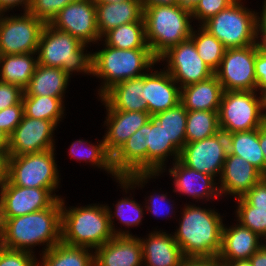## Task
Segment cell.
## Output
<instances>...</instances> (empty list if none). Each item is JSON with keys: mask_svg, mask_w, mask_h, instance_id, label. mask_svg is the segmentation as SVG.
<instances>
[{"mask_svg": "<svg viewBox=\"0 0 266 266\" xmlns=\"http://www.w3.org/2000/svg\"><path fill=\"white\" fill-rule=\"evenodd\" d=\"M160 60L168 62L166 71L177 84L180 82V88L204 81L214 75V72L199 57L197 48L191 38L169 48L159 57L158 62Z\"/></svg>", "mask_w": 266, "mask_h": 266, "instance_id": "cell-13", "label": "cell"}, {"mask_svg": "<svg viewBox=\"0 0 266 266\" xmlns=\"http://www.w3.org/2000/svg\"><path fill=\"white\" fill-rule=\"evenodd\" d=\"M262 237H264V240H265L266 239V233L264 235H262L261 238ZM261 248L264 249V250H266V244L262 243V241H261Z\"/></svg>", "mask_w": 266, "mask_h": 266, "instance_id": "cell-62", "label": "cell"}, {"mask_svg": "<svg viewBox=\"0 0 266 266\" xmlns=\"http://www.w3.org/2000/svg\"><path fill=\"white\" fill-rule=\"evenodd\" d=\"M69 78L63 69L37 64L23 96L64 97Z\"/></svg>", "mask_w": 266, "mask_h": 266, "instance_id": "cell-28", "label": "cell"}, {"mask_svg": "<svg viewBox=\"0 0 266 266\" xmlns=\"http://www.w3.org/2000/svg\"><path fill=\"white\" fill-rule=\"evenodd\" d=\"M242 198L249 205L266 210V177L256 183Z\"/></svg>", "mask_w": 266, "mask_h": 266, "instance_id": "cell-45", "label": "cell"}, {"mask_svg": "<svg viewBox=\"0 0 266 266\" xmlns=\"http://www.w3.org/2000/svg\"><path fill=\"white\" fill-rule=\"evenodd\" d=\"M200 0H176V5L183 6L185 9L192 11Z\"/></svg>", "mask_w": 266, "mask_h": 266, "instance_id": "cell-56", "label": "cell"}, {"mask_svg": "<svg viewBox=\"0 0 266 266\" xmlns=\"http://www.w3.org/2000/svg\"><path fill=\"white\" fill-rule=\"evenodd\" d=\"M24 115L22 101L11 107H7L0 111V129H2L9 137L15 128L21 123Z\"/></svg>", "mask_w": 266, "mask_h": 266, "instance_id": "cell-43", "label": "cell"}, {"mask_svg": "<svg viewBox=\"0 0 266 266\" xmlns=\"http://www.w3.org/2000/svg\"><path fill=\"white\" fill-rule=\"evenodd\" d=\"M75 1L77 0H31L27 11L45 24H50L60 10Z\"/></svg>", "mask_w": 266, "mask_h": 266, "instance_id": "cell-39", "label": "cell"}, {"mask_svg": "<svg viewBox=\"0 0 266 266\" xmlns=\"http://www.w3.org/2000/svg\"><path fill=\"white\" fill-rule=\"evenodd\" d=\"M54 149L20 156H8L7 179L16 186L49 189L59 185Z\"/></svg>", "mask_w": 266, "mask_h": 266, "instance_id": "cell-9", "label": "cell"}, {"mask_svg": "<svg viewBox=\"0 0 266 266\" xmlns=\"http://www.w3.org/2000/svg\"><path fill=\"white\" fill-rule=\"evenodd\" d=\"M146 42L159 59L169 48L190 38L193 27L191 11L180 5L143 7Z\"/></svg>", "mask_w": 266, "mask_h": 266, "instance_id": "cell-5", "label": "cell"}, {"mask_svg": "<svg viewBox=\"0 0 266 266\" xmlns=\"http://www.w3.org/2000/svg\"><path fill=\"white\" fill-rule=\"evenodd\" d=\"M105 123L108 131L103 137L106 151L113 157L131 135L151 118L148 112L107 110Z\"/></svg>", "mask_w": 266, "mask_h": 266, "instance_id": "cell-21", "label": "cell"}, {"mask_svg": "<svg viewBox=\"0 0 266 266\" xmlns=\"http://www.w3.org/2000/svg\"><path fill=\"white\" fill-rule=\"evenodd\" d=\"M8 154L0 151V186L7 179Z\"/></svg>", "mask_w": 266, "mask_h": 266, "instance_id": "cell-52", "label": "cell"}, {"mask_svg": "<svg viewBox=\"0 0 266 266\" xmlns=\"http://www.w3.org/2000/svg\"><path fill=\"white\" fill-rule=\"evenodd\" d=\"M235 0L231 5L204 22L202 26L215 36L226 49L256 44V16Z\"/></svg>", "mask_w": 266, "mask_h": 266, "instance_id": "cell-8", "label": "cell"}, {"mask_svg": "<svg viewBox=\"0 0 266 266\" xmlns=\"http://www.w3.org/2000/svg\"><path fill=\"white\" fill-rule=\"evenodd\" d=\"M144 75L120 82L102 96L107 110L148 112V105L143 99Z\"/></svg>", "mask_w": 266, "mask_h": 266, "instance_id": "cell-26", "label": "cell"}, {"mask_svg": "<svg viewBox=\"0 0 266 266\" xmlns=\"http://www.w3.org/2000/svg\"><path fill=\"white\" fill-rule=\"evenodd\" d=\"M4 217H3V211H2V206L0 203V247H2L3 244V239H4Z\"/></svg>", "mask_w": 266, "mask_h": 266, "instance_id": "cell-60", "label": "cell"}, {"mask_svg": "<svg viewBox=\"0 0 266 266\" xmlns=\"http://www.w3.org/2000/svg\"><path fill=\"white\" fill-rule=\"evenodd\" d=\"M235 0H200L191 11L192 17L198 19L203 24L211 17L231 5Z\"/></svg>", "mask_w": 266, "mask_h": 266, "instance_id": "cell-41", "label": "cell"}, {"mask_svg": "<svg viewBox=\"0 0 266 266\" xmlns=\"http://www.w3.org/2000/svg\"><path fill=\"white\" fill-rule=\"evenodd\" d=\"M174 178L175 192L187 194L195 199H215L220 195L219 188L215 186L211 175L198 172L186 165L179 159L173 162V167L168 171Z\"/></svg>", "mask_w": 266, "mask_h": 266, "instance_id": "cell-22", "label": "cell"}, {"mask_svg": "<svg viewBox=\"0 0 266 266\" xmlns=\"http://www.w3.org/2000/svg\"><path fill=\"white\" fill-rule=\"evenodd\" d=\"M255 57L256 44L225 50L214 73L224 91H257Z\"/></svg>", "mask_w": 266, "mask_h": 266, "instance_id": "cell-12", "label": "cell"}, {"mask_svg": "<svg viewBox=\"0 0 266 266\" xmlns=\"http://www.w3.org/2000/svg\"><path fill=\"white\" fill-rule=\"evenodd\" d=\"M249 260L252 266H266V250L258 249Z\"/></svg>", "mask_w": 266, "mask_h": 266, "instance_id": "cell-51", "label": "cell"}, {"mask_svg": "<svg viewBox=\"0 0 266 266\" xmlns=\"http://www.w3.org/2000/svg\"><path fill=\"white\" fill-rule=\"evenodd\" d=\"M262 10L261 17L256 16V38H259L258 35H266V0Z\"/></svg>", "mask_w": 266, "mask_h": 266, "instance_id": "cell-50", "label": "cell"}, {"mask_svg": "<svg viewBox=\"0 0 266 266\" xmlns=\"http://www.w3.org/2000/svg\"><path fill=\"white\" fill-rule=\"evenodd\" d=\"M94 266H143L142 244L132 235H117L95 250Z\"/></svg>", "mask_w": 266, "mask_h": 266, "instance_id": "cell-20", "label": "cell"}, {"mask_svg": "<svg viewBox=\"0 0 266 266\" xmlns=\"http://www.w3.org/2000/svg\"><path fill=\"white\" fill-rule=\"evenodd\" d=\"M218 111H187L186 143H192L219 133Z\"/></svg>", "mask_w": 266, "mask_h": 266, "instance_id": "cell-35", "label": "cell"}, {"mask_svg": "<svg viewBox=\"0 0 266 266\" xmlns=\"http://www.w3.org/2000/svg\"><path fill=\"white\" fill-rule=\"evenodd\" d=\"M180 266H223L218 256L185 257Z\"/></svg>", "mask_w": 266, "mask_h": 266, "instance_id": "cell-47", "label": "cell"}, {"mask_svg": "<svg viewBox=\"0 0 266 266\" xmlns=\"http://www.w3.org/2000/svg\"><path fill=\"white\" fill-rule=\"evenodd\" d=\"M23 4L25 7L24 11H27L31 4V0H0V13H4L6 10H9V8L13 9L15 6H23Z\"/></svg>", "mask_w": 266, "mask_h": 266, "instance_id": "cell-49", "label": "cell"}, {"mask_svg": "<svg viewBox=\"0 0 266 266\" xmlns=\"http://www.w3.org/2000/svg\"><path fill=\"white\" fill-rule=\"evenodd\" d=\"M226 135L228 153L245 159L265 177V160L259 143V128Z\"/></svg>", "mask_w": 266, "mask_h": 266, "instance_id": "cell-29", "label": "cell"}, {"mask_svg": "<svg viewBox=\"0 0 266 266\" xmlns=\"http://www.w3.org/2000/svg\"><path fill=\"white\" fill-rule=\"evenodd\" d=\"M222 228L221 249L218 254L222 262L235 260H249V258L261 248L259 235L249 228L238 225Z\"/></svg>", "mask_w": 266, "mask_h": 266, "instance_id": "cell-23", "label": "cell"}, {"mask_svg": "<svg viewBox=\"0 0 266 266\" xmlns=\"http://www.w3.org/2000/svg\"><path fill=\"white\" fill-rule=\"evenodd\" d=\"M238 201L237 220L260 237L266 233V210L249 205L242 197Z\"/></svg>", "mask_w": 266, "mask_h": 266, "instance_id": "cell-38", "label": "cell"}, {"mask_svg": "<svg viewBox=\"0 0 266 266\" xmlns=\"http://www.w3.org/2000/svg\"><path fill=\"white\" fill-rule=\"evenodd\" d=\"M95 3H114V2H122L125 0H93Z\"/></svg>", "mask_w": 266, "mask_h": 266, "instance_id": "cell-61", "label": "cell"}, {"mask_svg": "<svg viewBox=\"0 0 266 266\" xmlns=\"http://www.w3.org/2000/svg\"><path fill=\"white\" fill-rule=\"evenodd\" d=\"M56 125L49 120L22 117L21 123L9 137L8 156L47 151L54 148L53 131Z\"/></svg>", "mask_w": 266, "mask_h": 266, "instance_id": "cell-17", "label": "cell"}, {"mask_svg": "<svg viewBox=\"0 0 266 266\" xmlns=\"http://www.w3.org/2000/svg\"><path fill=\"white\" fill-rule=\"evenodd\" d=\"M260 95V106H261V112H265L266 110V87L262 88ZM264 110V111H263ZM263 121L266 123V112L261 113Z\"/></svg>", "mask_w": 266, "mask_h": 266, "instance_id": "cell-57", "label": "cell"}, {"mask_svg": "<svg viewBox=\"0 0 266 266\" xmlns=\"http://www.w3.org/2000/svg\"><path fill=\"white\" fill-rule=\"evenodd\" d=\"M61 212L62 198L49 208L6 219L2 247L34 253L31 247L46 243L43 252L49 250L61 242Z\"/></svg>", "mask_w": 266, "mask_h": 266, "instance_id": "cell-3", "label": "cell"}, {"mask_svg": "<svg viewBox=\"0 0 266 266\" xmlns=\"http://www.w3.org/2000/svg\"><path fill=\"white\" fill-rule=\"evenodd\" d=\"M255 75L257 90L266 87V55L260 53L256 46Z\"/></svg>", "mask_w": 266, "mask_h": 266, "instance_id": "cell-46", "label": "cell"}, {"mask_svg": "<svg viewBox=\"0 0 266 266\" xmlns=\"http://www.w3.org/2000/svg\"><path fill=\"white\" fill-rule=\"evenodd\" d=\"M104 45L117 49L149 48L146 42L144 22L123 24L107 32Z\"/></svg>", "mask_w": 266, "mask_h": 266, "instance_id": "cell-32", "label": "cell"}, {"mask_svg": "<svg viewBox=\"0 0 266 266\" xmlns=\"http://www.w3.org/2000/svg\"><path fill=\"white\" fill-rule=\"evenodd\" d=\"M0 203L4 221L51 207L60 196L49 189L26 188L13 185L6 179L0 186Z\"/></svg>", "mask_w": 266, "mask_h": 266, "instance_id": "cell-15", "label": "cell"}, {"mask_svg": "<svg viewBox=\"0 0 266 266\" xmlns=\"http://www.w3.org/2000/svg\"><path fill=\"white\" fill-rule=\"evenodd\" d=\"M150 200H147V201H150V204L147 206H145V208H146V210H149L150 212H152L155 216H158L159 214H162V213H164V212H162V213H160V208H163L162 207V204H160V201L161 202H165L166 200H167V196H166V194H161V195H158L157 194V196H156V194H155V196H151L150 195V198H149ZM168 201H166V203H167ZM165 203V204H166ZM167 206H171V204L170 205H168V203H167ZM165 208H166V206H164ZM165 208H163V210H165ZM170 208V207H169ZM170 211V210H169ZM169 211H167L166 213V215H168L169 214Z\"/></svg>", "mask_w": 266, "mask_h": 266, "instance_id": "cell-48", "label": "cell"}, {"mask_svg": "<svg viewBox=\"0 0 266 266\" xmlns=\"http://www.w3.org/2000/svg\"><path fill=\"white\" fill-rule=\"evenodd\" d=\"M83 142L84 140L79 139L72 143L69 152V155H71L70 157L82 161L84 160L86 162H88L89 160L92 165H96L101 169L103 168L105 171L112 174V176H114V178H116L117 180L119 177L113 170L112 157L106 151L104 140H101L97 145L88 144L89 147H87V149H82L81 151V148L79 147H83V144L87 145V141H85L84 143Z\"/></svg>", "mask_w": 266, "mask_h": 266, "instance_id": "cell-37", "label": "cell"}, {"mask_svg": "<svg viewBox=\"0 0 266 266\" xmlns=\"http://www.w3.org/2000/svg\"><path fill=\"white\" fill-rule=\"evenodd\" d=\"M71 208L67 210L62 199L61 242L65 244L96 250L114 236L131 235L114 229L113 214L107 205Z\"/></svg>", "mask_w": 266, "mask_h": 266, "instance_id": "cell-2", "label": "cell"}, {"mask_svg": "<svg viewBox=\"0 0 266 266\" xmlns=\"http://www.w3.org/2000/svg\"><path fill=\"white\" fill-rule=\"evenodd\" d=\"M143 7L154 5H176V0H141Z\"/></svg>", "mask_w": 266, "mask_h": 266, "instance_id": "cell-54", "label": "cell"}, {"mask_svg": "<svg viewBox=\"0 0 266 266\" xmlns=\"http://www.w3.org/2000/svg\"><path fill=\"white\" fill-rule=\"evenodd\" d=\"M96 23L100 37L123 24L144 22L141 0H125L114 3H95Z\"/></svg>", "mask_w": 266, "mask_h": 266, "instance_id": "cell-25", "label": "cell"}, {"mask_svg": "<svg viewBox=\"0 0 266 266\" xmlns=\"http://www.w3.org/2000/svg\"><path fill=\"white\" fill-rule=\"evenodd\" d=\"M153 117L160 122L171 143L181 151L186 144L187 110L184 105L179 102L176 106L159 112Z\"/></svg>", "mask_w": 266, "mask_h": 266, "instance_id": "cell-34", "label": "cell"}, {"mask_svg": "<svg viewBox=\"0 0 266 266\" xmlns=\"http://www.w3.org/2000/svg\"><path fill=\"white\" fill-rule=\"evenodd\" d=\"M259 143H260V148L264 154L265 177H266V123L259 128Z\"/></svg>", "mask_w": 266, "mask_h": 266, "instance_id": "cell-53", "label": "cell"}, {"mask_svg": "<svg viewBox=\"0 0 266 266\" xmlns=\"http://www.w3.org/2000/svg\"><path fill=\"white\" fill-rule=\"evenodd\" d=\"M24 90L16 85L0 81V111L22 101Z\"/></svg>", "mask_w": 266, "mask_h": 266, "instance_id": "cell-44", "label": "cell"}, {"mask_svg": "<svg viewBox=\"0 0 266 266\" xmlns=\"http://www.w3.org/2000/svg\"><path fill=\"white\" fill-rule=\"evenodd\" d=\"M35 54L0 55V81L16 84L24 90L37 65V59L32 56Z\"/></svg>", "mask_w": 266, "mask_h": 266, "instance_id": "cell-30", "label": "cell"}, {"mask_svg": "<svg viewBox=\"0 0 266 266\" xmlns=\"http://www.w3.org/2000/svg\"><path fill=\"white\" fill-rule=\"evenodd\" d=\"M52 27L69 33L83 44L101 38L96 23V5L93 0H77L67 4L50 23Z\"/></svg>", "mask_w": 266, "mask_h": 266, "instance_id": "cell-16", "label": "cell"}, {"mask_svg": "<svg viewBox=\"0 0 266 266\" xmlns=\"http://www.w3.org/2000/svg\"><path fill=\"white\" fill-rule=\"evenodd\" d=\"M45 25L28 11L10 17L0 13V55L36 53Z\"/></svg>", "mask_w": 266, "mask_h": 266, "instance_id": "cell-11", "label": "cell"}, {"mask_svg": "<svg viewBox=\"0 0 266 266\" xmlns=\"http://www.w3.org/2000/svg\"><path fill=\"white\" fill-rule=\"evenodd\" d=\"M260 42L256 39V46L260 53L266 55V35H261Z\"/></svg>", "mask_w": 266, "mask_h": 266, "instance_id": "cell-59", "label": "cell"}, {"mask_svg": "<svg viewBox=\"0 0 266 266\" xmlns=\"http://www.w3.org/2000/svg\"><path fill=\"white\" fill-rule=\"evenodd\" d=\"M114 213V217H117L120 223L124 224V226L126 225L128 228L129 226L139 225L144 214L142 207L135 200L129 198L121 199L116 204V211Z\"/></svg>", "mask_w": 266, "mask_h": 266, "instance_id": "cell-40", "label": "cell"}, {"mask_svg": "<svg viewBox=\"0 0 266 266\" xmlns=\"http://www.w3.org/2000/svg\"><path fill=\"white\" fill-rule=\"evenodd\" d=\"M228 153L227 135L219 133L205 139L186 143L180 151L179 160L186 166L211 176L222 172Z\"/></svg>", "mask_w": 266, "mask_h": 266, "instance_id": "cell-14", "label": "cell"}, {"mask_svg": "<svg viewBox=\"0 0 266 266\" xmlns=\"http://www.w3.org/2000/svg\"><path fill=\"white\" fill-rule=\"evenodd\" d=\"M105 46L92 53V75L104 80L99 97L120 82L143 76L146 68L149 72L158 62L150 48L117 49Z\"/></svg>", "mask_w": 266, "mask_h": 266, "instance_id": "cell-6", "label": "cell"}, {"mask_svg": "<svg viewBox=\"0 0 266 266\" xmlns=\"http://www.w3.org/2000/svg\"><path fill=\"white\" fill-rule=\"evenodd\" d=\"M262 178V173L255 166L240 156L227 153L219 180L220 195L241 198Z\"/></svg>", "mask_w": 266, "mask_h": 266, "instance_id": "cell-19", "label": "cell"}, {"mask_svg": "<svg viewBox=\"0 0 266 266\" xmlns=\"http://www.w3.org/2000/svg\"><path fill=\"white\" fill-rule=\"evenodd\" d=\"M224 90L217 76L181 88L180 102L187 111H218Z\"/></svg>", "mask_w": 266, "mask_h": 266, "instance_id": "cell-27", "label": "cell"}, {"mask_svg": "<svg viewBox=\"0 0 266 266\" xmlns=\"http://www.w3.org/2000/svg\"><path fill=\"white\" fill-rule=\"evenodd\" d=\"M223 266H252L250 260H235L232 262H222Z\"/></svg>", "mask_w": 266, "mask_h": 266, "instance_id": "cell-58", "label": "cell"}, {"mask_svg": "<svg viewBox=\"0 0 266 266\" xmlns=\"http://www.w3.org/2000/svg\"><path fill=\"white\" fill-rule=\"evenodd\" d=\"M170 154L178 160L180 151L168 139L160 122L151 116L112 157V167L122 188L133 189L165 170L164 161Z\"/></svg>", "mask_w": 266, "mask_h": 266, "instance_id": "cell-1", "label": "cell"}, {"mask_svg": "<svg viewBox=\"0 0 266 266\" xmlns=\"http://www.w3.org/2000/svg\"><path fill=\"white\" fill-rule=\"evenodd\" d=\"M36 260L30 252L0 247V266H38Z\"/></svg>", "mask_w": 266, "mask_h": 266, "instance_id": "cell-42", "label": "cell"}, {"mask_svg": "<svg viewBox=\"0 0 266 266\" xmlns=\"http://www.w3.org/2000/svg\"><path fill=\"white\" fill-rule=\"evenodd\" d=\"M86 44L69 33L46 24L37 48V64L71 72L92 74V54H84Z\"/></svg>", "mask_w": 266, "mask_h": 266, "instance_id": "cell-7", "label": "cell"}, {"mask_svg": "<svg viewBox=\"0 0 266 266\" xmlns=\"http://www.w3.org/2000/svg\"><path fill=\"white\" fill-rule=\"evenodd\" d=\"M174 239L185 257L218 256L221 249L222 218L213 209L187 205Z\"/></svg>", "mask_w": 266, "mask_h": 266, "instance_id": "cell-4", "label": "cell"}, {"mask_svg": "<svg viewBox=\"0 0 266 266\" xmlns=\"http://www.w3.org/2000/svg\"><path fill=\"white\" fill-rule=\"evenodd\" d=\"M140 241L145 266H180L184 261L185 256L171 234L153 231Z\"/></svg>", "mask_w": 266, "mask_h": 266, "instance_id": "cell-24", "label": "cell"}, {"mask_svg": "<svg viewBox=\"0 0 266 266\" xmlns=\"http://www.w3.org/2000/svg\"><path fill=\"white\" fill-rule=\"evenodd\" d=\"M256 91H224L218 110L220 130L225 134L262 127L260 97Z\"/></svg>", "mask_w": 266, "mask_h": 266, "instance_id": "cell-10", "label": "cell"}, {"mask_svg": "<svg viewBox=\"0 0 266 266\" xmlns=\"http://www.w3.org/2000/svg\"><path fill=\"white\" fill-rule=\"evenodd\" d=\"M63 97L23 96L24 116L52 121L56 126L64 114Z\"/></svg>", "mask_w": 266, "mask_h": 266, "instance_id": "cell-33", "label": "cell"}, {"mask_svg": "<svg viewBox=\"0 0 266 266\" xmlns=\"http://www.w3.org/2000/svg\"><path fill=\"white\" fill-rule=\"evenodd\" d=\"M9 148V136L0 129V151H3L8 154Z\"/></svg>", "mask_w": 266, "mask_h": 266, "instance_id": "cell-55", "label": "cell"}, {"mask_svg": "<svg viewBox=\"0 0 266 266\" xmlns=\"http://www.w3.org/2000/svg\"><path fill=\"white\" fill-rule=\"evenodd\" d=\"M199 29L198 33L192 30L190 38L197 48L199 57L215 73L221 64L226 48L202 26Z\"/></svg>", "mask_w": 266, "mask_h": 266, "instance_id": "cell-36", "label": "cell"}, {"mask_svg": "<svg viewBox=\"0 0 266 266\" xmlns=\"http://www.w3.org/2000/svg\"><path fill=\"white\" fill-rule=\"evenodd\" d=\"M178 85L166 70L144 74L142 97L151 116L166 111L180 102L181 88Z\"/></svg>", "mask_w": 266, "mask_h": 266, "instance_id": "cell-18", "label": "cell"}, {"mask_svg": "<svg viewBox=\"0 0 266 266\" xmlns=\"http://www.w3.org/2000/svg\"><path fill=\"white\" fill-rule=\"evenodd\" d=\"M86 247L71 246L59 242L43 252L38 266H94L93 252Z\"/></svg>", "mask_w": 266, "mask_h": 266, "instance_id": "cell-31", "label": "cell"}]
</instances>
